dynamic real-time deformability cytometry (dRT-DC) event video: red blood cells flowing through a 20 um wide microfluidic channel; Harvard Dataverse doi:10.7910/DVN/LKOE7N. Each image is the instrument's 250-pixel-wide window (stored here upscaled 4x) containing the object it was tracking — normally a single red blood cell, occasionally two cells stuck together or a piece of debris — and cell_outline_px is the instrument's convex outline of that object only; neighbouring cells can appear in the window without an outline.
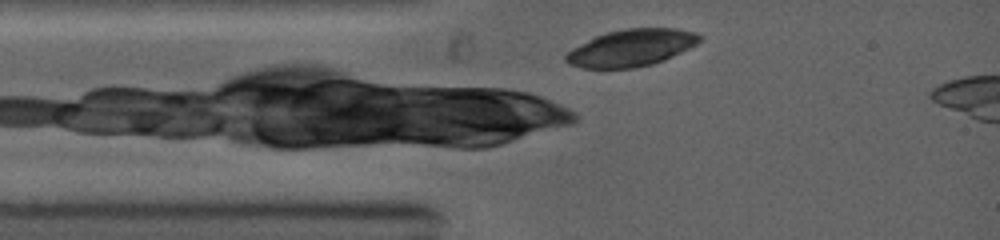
{"species": "common noctule bat (a hibernating species)", "species_latin": "Nyctalus noctula", "temperature_condition": "warm", "stored_images_in_passage": 26, "camera_frame_rate_fps": 5000, "um_per_image_px": 0.085, "animal": {"sex": "female", "body_mass_g": 19.0, "forearm_length_mm": 53.3}, "frame": {"image": 1, "passage_image": 1, "time_ms": 0.0, "image_size_px": [1000, 240], "cell_outline_px": [[704, 36], [696, 44], [664, 60], [652, 64], [636, 68], [580, 68], [568, 64], [564, 60], [564, 56], [572, 48], [596, 36], [608, 32], [624, 28], [676, 28], [696, 32]], "centroid_in_image_um": [53.65, 4.07], "position_along_channel_um": 31.3, "area_um2": 28.84}}